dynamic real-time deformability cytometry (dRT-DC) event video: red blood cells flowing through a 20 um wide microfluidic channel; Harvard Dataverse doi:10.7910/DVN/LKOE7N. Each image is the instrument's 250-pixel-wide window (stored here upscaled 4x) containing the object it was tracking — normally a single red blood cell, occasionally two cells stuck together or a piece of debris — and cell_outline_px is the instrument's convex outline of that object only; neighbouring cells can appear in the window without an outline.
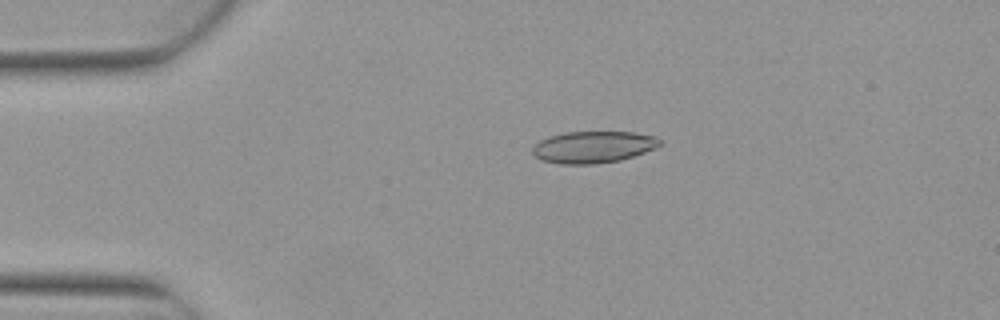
{"species": "Egyptian fruit bat (a non-hibernating species)", "species_latin": "Rousettus aegyptiacus", "temperature_condition": "warm", "stored_images_in_passage": 3, "camera_frame_rate_fps": 3000, "um_per_image_px": 0.085, "animal": {"sex": "female"}, "frame": {"image": 1, "passage_image": 2, "time_ms": 0.333, "image_size_px": [1000, 320], "cell_outline_px": [[660, 144], [644, 152], [620, 160], [596, 164], [560, 164], [540, 160], [532, 152], [532, 148], [540, 140], [548, 136], [564, 132], [636, 132], [656, 136], [660, 140]], "centroid_in_image_um": [50.38, 12.49], "position_along_channel_um": 34.6, "area_um2": 23.52}}